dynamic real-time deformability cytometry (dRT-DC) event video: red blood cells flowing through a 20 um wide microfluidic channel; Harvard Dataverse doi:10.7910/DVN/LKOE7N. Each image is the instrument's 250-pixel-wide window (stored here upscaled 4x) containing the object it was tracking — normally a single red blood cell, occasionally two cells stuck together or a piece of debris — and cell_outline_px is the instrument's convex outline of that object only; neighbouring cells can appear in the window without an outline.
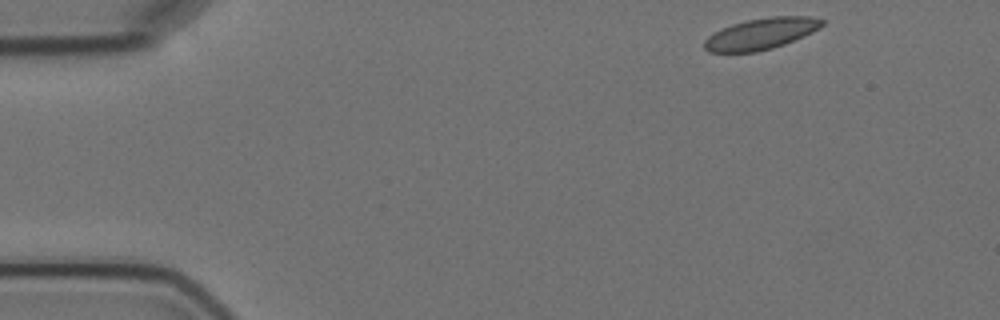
{"species": "Egyptian fruit bat (a non-hibernating species)", "species_latin": "Rousettus aegyptiacus", "temperature_condition": "cold", "stored_images_in_passage": 6, "camera_frame_rate_fps": 3000, "um_per_image_px": 0.085, "animal": {"sex": "female"}, "frame": {"image": 1, "passage_image": 1, "time_ms": 0.0, "image_size_px": [1000, 320], "cell_outline_px": [[824, 24], [820, 28], [804, 36], [784, 44], [772, 48], [756, 52], [708, 52], [704, 48], [704, 40], [708, 36], [732, 24], [748, 20], [772, 16], [812, 16], [824, 20]], "centroid_in_image_um": [64.72, 2.87], "position_along_channel_um": 20.3, "area_um2": 21.33}}
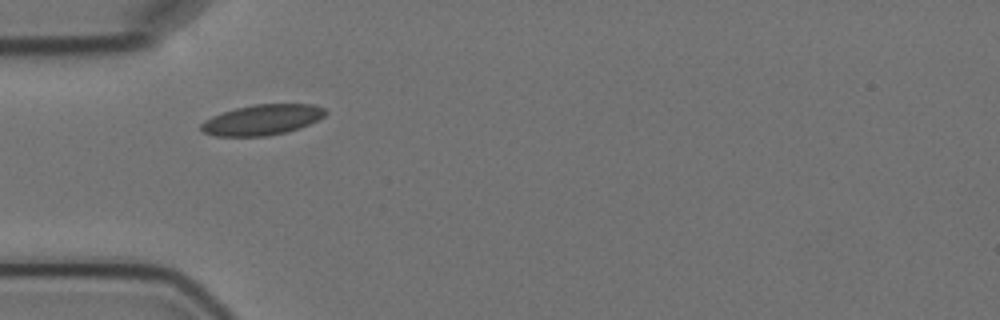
{"frame": {"image": 2, "passage_image": 4, "time_ms": 3.667, "image_size_px": [1000, 320], "cell_outline_px": [[328, 112], [324, 116], [300, 128], [284, 132], [264, 136], [216, 136], [204, 132], [200, 128], [200, 124], [204, 120], [212, 116], [236, 108], [256, 104], [312, 104], [324, 108]], "centroid_in_image_um": [22.28, 10.18], "position_along_channel_um": 62.7, "area_um2": 21.85}}
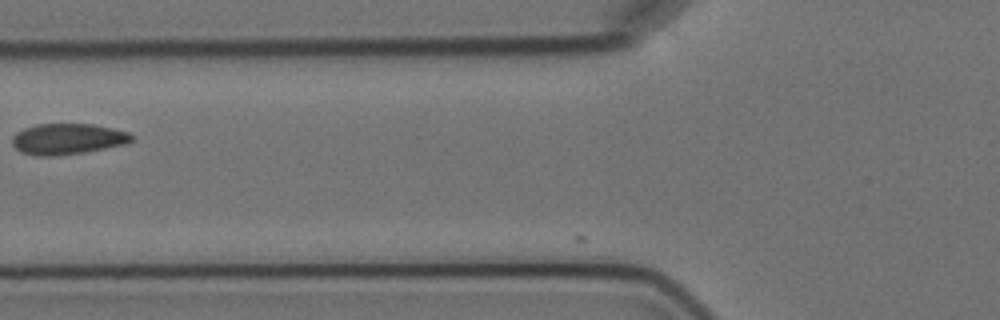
{"frame": {"image": 3, "passage_image": 5, "time_ms": 5.333, "image_size_px": [1000, 320], "cell_outline_px": [[136, 136], [128, 144], [84, 152], [60, 156], [36, 156], [20, 152], [12, 144], [12, 136], [16, 132], [24, 128], [36, 124], [92, 124], [112, 128], [128, 132]], "centroid_in_image_um": [5.75, 11.82], "position_along_channel_um": 120.0, "area_um2": 21.79}}